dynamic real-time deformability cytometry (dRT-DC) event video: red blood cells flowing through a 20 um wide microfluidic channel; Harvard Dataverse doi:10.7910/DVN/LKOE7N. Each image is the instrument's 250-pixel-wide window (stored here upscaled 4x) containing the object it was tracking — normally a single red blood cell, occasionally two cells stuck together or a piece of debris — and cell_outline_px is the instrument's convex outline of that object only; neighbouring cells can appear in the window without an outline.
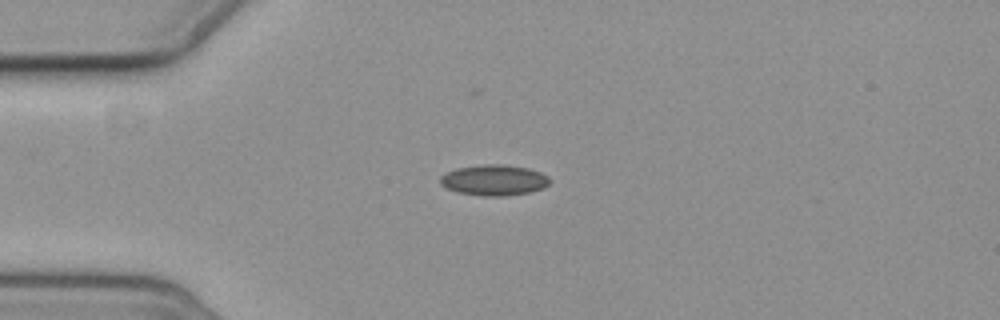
{"species": "common noctule bat (a hibernating species)", "species_latin": "Nyctalus noctula", "temperature_condition": "cold", "stored_images_in_passage": 6, "camera_frame_rate_fps": 3000, "um_per_image_px": 0.085, "animal": {"sex": "female", "body_mass_g": 19.3, "forearm_length_mm": 54.1}, "frame": {"image": 1, "passage_image": 4, "time_ms": 3.333, "image_size_px": [1000, 320], "cell_outline_px": [[552, 180], [544, 188], [528, 192], [504, 196], [484, 196], [456, 192], [440, 184], [440, 176], [456, 168], [484, 164], [504, 164], [528, 168], [540, 172], [548, 176]], "centroid_in_image_um": [42.01, 15.3], "position_along_channel_um": 43.0, "area_um2": 19.65}}
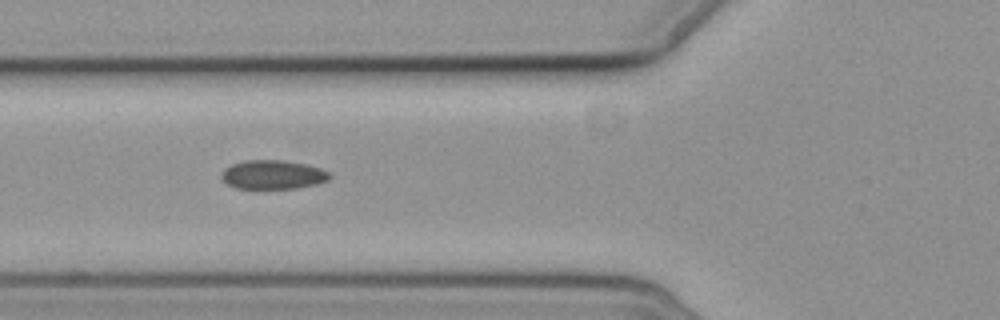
{"frame": {"image": 2, "passage_image": 6, "time_ms": 5.667, "image_size_px": [1000, 320], "cell_outline_px": [[332, 176], [328, 180], [316, 184], [296, 188], [236, 188], [228, 184], [220, 176], [224, 168], [232, 164], [244, 160], [284, 160], [304, 164], [320, 168], [328, 172]], "centroid_in_image_um": [23.18, 14.84], "position_along_channel_um": 102.6, "area_um2": 18.15}}